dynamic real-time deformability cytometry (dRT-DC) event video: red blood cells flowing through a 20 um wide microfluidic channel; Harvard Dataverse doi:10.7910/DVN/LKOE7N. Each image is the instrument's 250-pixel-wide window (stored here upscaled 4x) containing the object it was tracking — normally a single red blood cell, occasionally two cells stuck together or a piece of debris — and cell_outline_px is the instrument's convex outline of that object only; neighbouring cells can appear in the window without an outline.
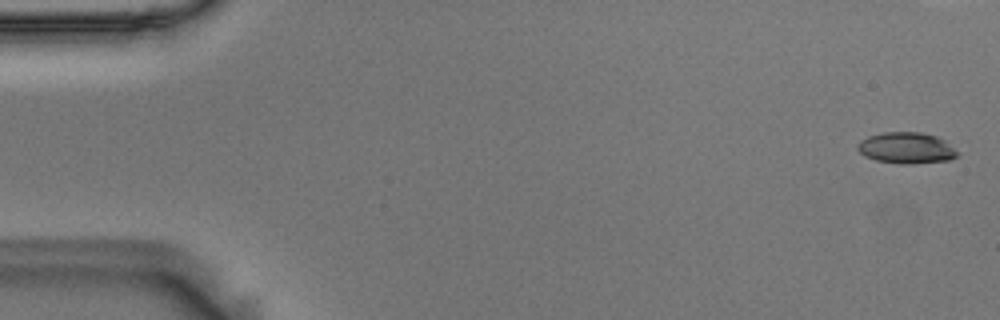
{"species": "Egyptian fruit bat (a non-hibernating species)", "species_latin": "Rousettus aegyptiacus", "temperature_condition": "room temperature", "stored_images_in_passage": 57, "camera_frame_rate_fps": 3000, "um_per_image_px": 0.085, "animal": {"sex": "male"}, "frame": {"image": 1, "passage_image": 2, "time_ms": 0.333, "image_size_px": [1000, 320], "cell_outline_px": [[960, 152], [956, 156], [948, 160], [908, 164], [900, 164], [876, 160], [864, 156], [856, 148], [856, 144], [860, 140], [868, 136], [884, 132], [920, 132], [936, 136], [944, 140]], "centroid_in_image_um": [77.02, 12.57], "position_along_channel_um": 8.0, "area_um2": 18.21}}
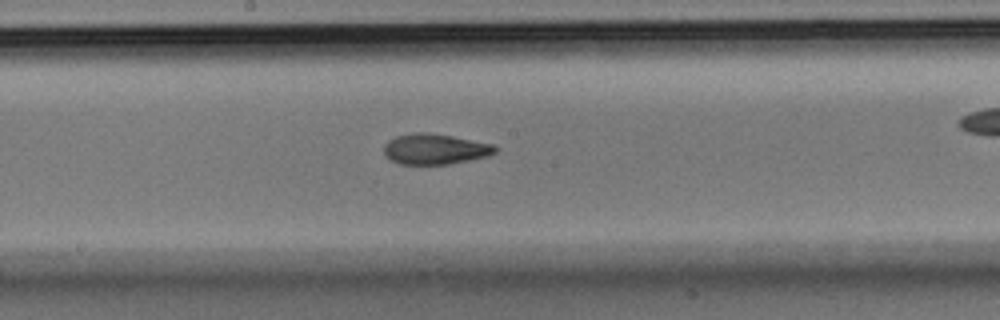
{"frame": {"image": 2, "passage_image": 30, "time_ms": 9.667, "image_size_px": [1000, 320], "cell_outline_px": [[496, 152], [488, 156], [448, 164], [400, 164], [384, 156], [384, 144], [388, 140], [396, 136], [412, 132], [428, 132], [452, 136], [492, 144], [496, 148]], "centroid_in_image_um": [36.93, 12.66], "position_along_channel_um": 211.3, "area_um2": 19.77}}
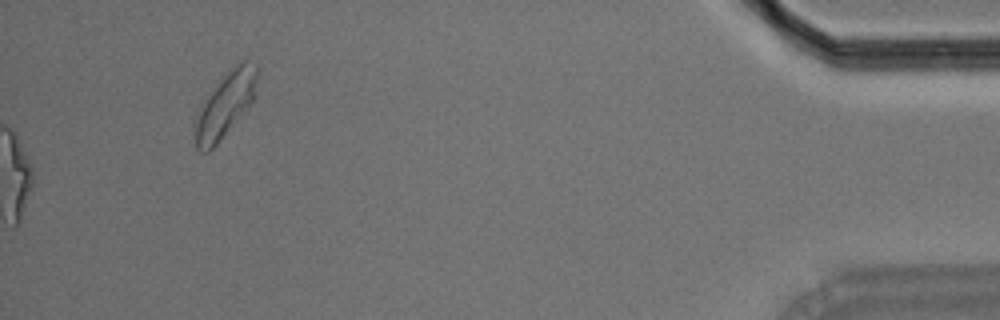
{"frame": {"image": 3, "passage_image": 57, "time_ms": 18.667, "image_size_px": [1000, 320], "cell_outline_px": [[256, 80], [252, 100], [216, 144], [208, 152], [200, 152], [196, 148], [192, 124], [200, 104], [224, 76], [236, 64], [244, 60], [256, 68]], "centroid_in_image_um": [19.03, 8.98], "position_along_channel_um": 416.2, "area_um2": 22.54}, "authors_computed_cell_mechanics": {"area_um2": 19.7676, "velocity_mm_per_s": 3.6454, "shape_relaxation_time_tau1_ms": 5.3543, "shape_relaxation_time_tau2_ms": 2.2764, "deformation_change_tau1": 0.1904, "deformation_change_tau2": 0.0961}}